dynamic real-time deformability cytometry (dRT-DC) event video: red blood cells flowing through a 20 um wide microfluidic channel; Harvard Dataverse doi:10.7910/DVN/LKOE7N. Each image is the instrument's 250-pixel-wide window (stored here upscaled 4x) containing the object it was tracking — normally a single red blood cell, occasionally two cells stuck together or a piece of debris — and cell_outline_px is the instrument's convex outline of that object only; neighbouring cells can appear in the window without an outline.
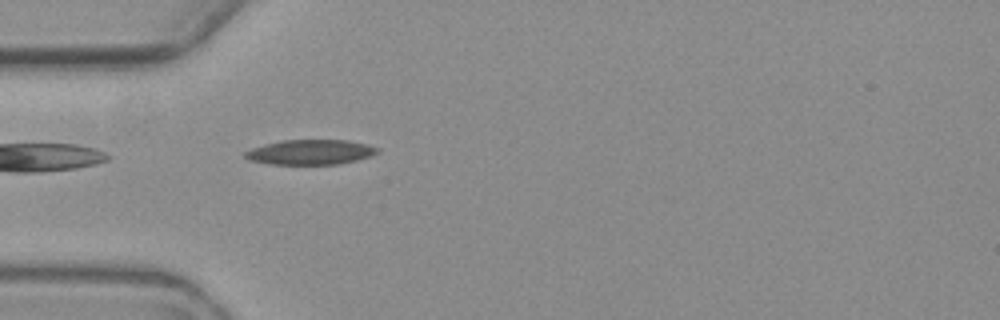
{"species": "common noctule bat (a hibernating species)", "species_latin": "Nyctalus noctula", "temperature_condition": "warm", "stored_images_in_passage": 1, "camera_frame_rate_fps": 3000, "um_per_image_px": 0.085, "animal": {"sex": "female", "body_mass_g": 19.3, "forearm_length_mm": 54.1}, "frame": {"image": 1, "passage_image": 1, "time_ms": 0.0, "image_size_px": [1000, 320], "cell_outline_px": [[380, 152], [372, 156], [356, 160], [336, 164], [268, 164], [252, 160], [244, 156], [244, 152], [252, 148], [264, 144], [280, 140], [348, 140], [368, 144], [380, 148]], "centroid_in_image_um": [26.43, 12.92], "position_along_channel_um": 58.6, "area_um2": 19.31}}